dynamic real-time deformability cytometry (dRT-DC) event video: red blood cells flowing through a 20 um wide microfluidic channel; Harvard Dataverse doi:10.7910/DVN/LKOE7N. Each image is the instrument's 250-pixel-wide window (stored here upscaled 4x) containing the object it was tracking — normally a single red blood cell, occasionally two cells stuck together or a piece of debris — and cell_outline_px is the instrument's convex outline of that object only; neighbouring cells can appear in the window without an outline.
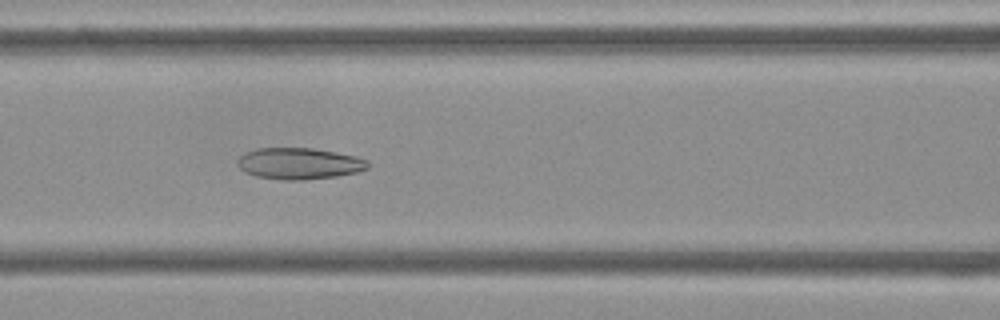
{"species": "Egyptian fruit bat (a non-hibernating species)", "species_latin": "Rousettus aegyptiacus", "temperature_condition": "cold", "stored_images_in_passage": 54, "camera_frame_rate_fps": 3000, "um_per_image_px": 0.085, "frame": {"image": 1, "passage_image": 23, "time_ms": 7.333, "image_size_px": [1000, 320], "cell_outline_px": [[368, 168], [356, 172], [336, 176], [304, 180], [284, 180], [256, 176], [244, 172], [236, 164], [236, 160], [244, 152], [256, 148], [312, 148], [336, 152], [356, 156], [368, 160]], "centroid_in_image_um": [25.39, 13.89], "position_along_channel_um": 141.2, "area_um2": 23.99}}
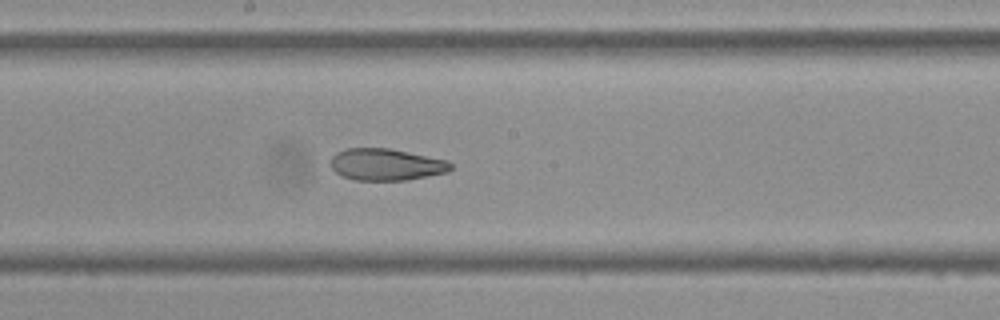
{"frame": {"image": 2, "passage_image": 29, "time_ms": 9.333, "image_size_px": [1000, 320], "cell_outline_px": [[452, 168], [448, 172], [404, 180], [356, 180], [340, 176], [332, 168], [332, 156], [336, 152], [344, 148], [388, 148], [448, 160], [452, 164]], "centroid_in_image_um": [32.81, 13.98], "position_along_channel_um": 215.4, "area_um2": 22.2}}
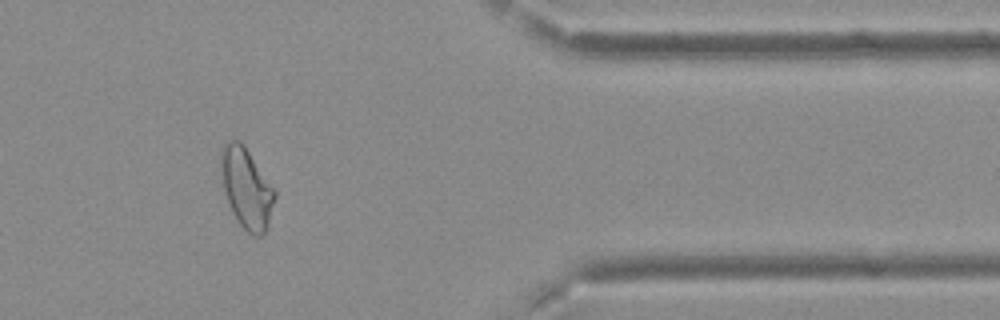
{"frame": {"image": 3, "passage_image": 45, "time_ms": 14.667, "image_size_px": [1000, 320], "cell_outline_px": [[276, 196], [268, 224], [264, 232], [260, 236], [252, 236], [236, 220], [228, 200], [224, 188], [220, 160], [220, 152], [224, 144], [228, 140], [240, 140], [244, 144], [276, 192]], "centroid_in_image_um": [20.95, 15.97], "position_along_channel_um": 390.4, "area_um2": 24.8}, "authors_computed_cell_mechanics": {"area_um2": 26.299, "velocity_mm_per_s": 3.713, "shape_relaxation_time_tau1_ms": null, "shape_relaxation_time_tau2_ms": 2.5426, "deformation_change_tau1": null, "deformation_change_tau2": 0.0983}}